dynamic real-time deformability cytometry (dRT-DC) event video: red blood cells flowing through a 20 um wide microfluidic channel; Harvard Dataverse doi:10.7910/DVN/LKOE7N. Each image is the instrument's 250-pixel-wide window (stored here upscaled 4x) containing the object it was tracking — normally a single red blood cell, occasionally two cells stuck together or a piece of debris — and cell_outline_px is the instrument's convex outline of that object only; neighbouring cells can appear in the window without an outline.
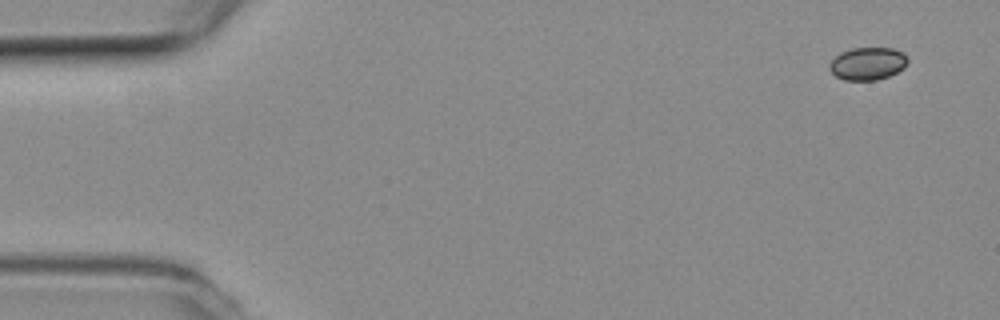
{"species": "common noctule bat (a hibernating species)", "species_latin": "Nyctalus noctula", "temperature_condition": "room temperature", "stored_images_in_passage": 3, "camera_frame_rate_fps": 3000, "um_per_image_px": 0.085, "animal": {"sex": "female", "body_mass_g": 19.3, "forearm_length_mm": 54.1}, "frame": {"image": 1, "passage_image": 1, "time_ms": 0.0, "image_size_px": [1000, 320], "cell_outline_px": [[908, 64], [904, 68], [888, 76], [876, 80], [844, 80], [836, 76], [828, 68], [828, 64], [840, 52], [852, 48], [892, 48], [904, 52], [908, 60]], "centroid_in_image_um": [73.75, 5.4], "position_along_channel_um": 11.2, "area_um2": 14.97}}